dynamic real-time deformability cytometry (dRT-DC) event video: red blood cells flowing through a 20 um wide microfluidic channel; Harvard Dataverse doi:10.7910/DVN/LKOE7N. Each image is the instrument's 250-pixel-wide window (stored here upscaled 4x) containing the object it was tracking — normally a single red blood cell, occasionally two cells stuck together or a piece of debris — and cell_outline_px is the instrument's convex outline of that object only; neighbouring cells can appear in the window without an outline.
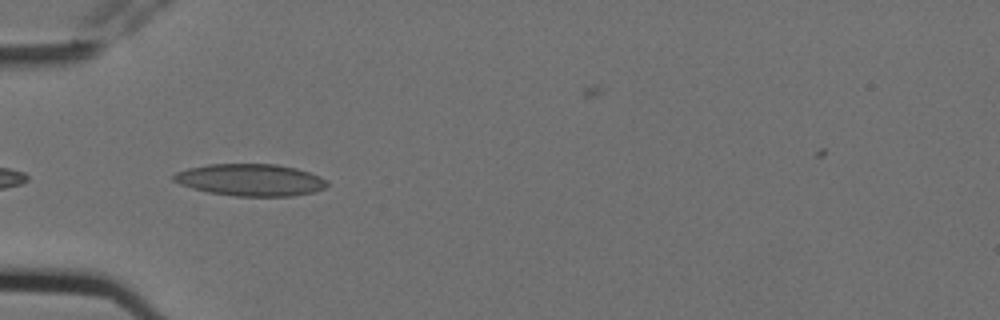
{"species": "Egyptian fruit bat (a non-hibernating species)", "species_latin": "Rousettus aegyptiacus", "temperature_condition": "cold", "stored_images_in_passage": 2, "camera_frame_rate_fps": 3000, "um_per_image_px": 0.085, "animal": {"sex": "female"}, "frame": {"image": 1, "passage_image": 1, "time_ms": 0.0, "image_size_px": [1000, 320], "cell_outline_px": [[328, 184], [324, 188], [312, 192], [292, 196], [232, 196], [208, 192], [192, 188], [180, 184], [172, 180], [172, 176], [176, 172], [188, 168], [208, 164], [276, 164], [296, 168], [320, 176], [328, 180]], "centroid_in_image_um": [21.27, 15.29], "position_along_channel_um": 63.7, "area_um2": 28.67}}
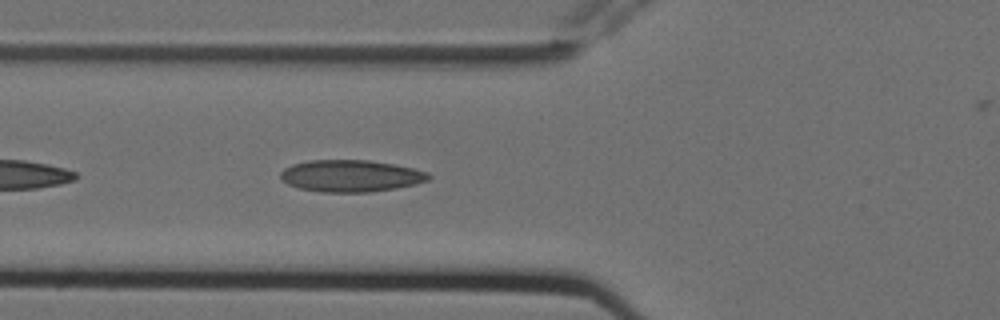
{"frame": {"image": 2, "passage_image": 2, "time_ms": 0.333, "image_size_px": [1000, 320], "cell_outline_px": [[432, 176], [428, 180], [416, 184], [396, 188], [372, 192], [320, 192], [296, 188], [288, 184], [280, 176], [280, 172], [284, 168], [292, 164], [308, 160], [368, 160], [392, 164], [412, 168], [428, 172]], "centroid_in_image_um": [29.8, 14.95], "position_along_channel_um": 96.0, "area_um2": 27.63}}